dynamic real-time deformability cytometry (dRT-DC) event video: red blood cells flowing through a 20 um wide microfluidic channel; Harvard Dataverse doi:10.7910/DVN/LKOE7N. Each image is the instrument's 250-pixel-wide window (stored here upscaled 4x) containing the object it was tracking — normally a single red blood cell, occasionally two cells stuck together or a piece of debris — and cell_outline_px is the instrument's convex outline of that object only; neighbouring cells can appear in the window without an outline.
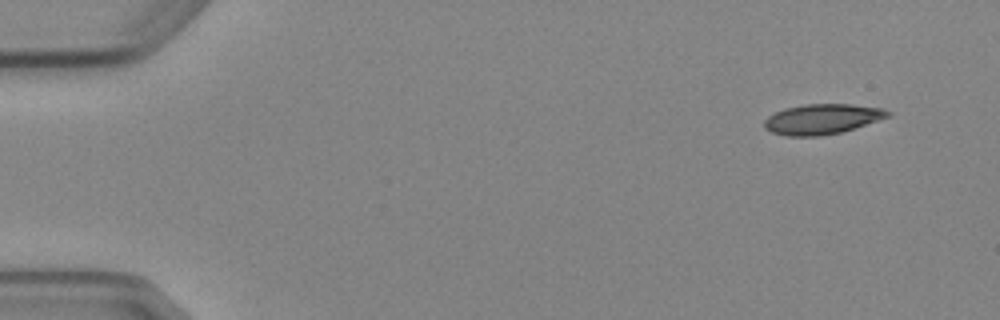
{"species": "Egyptian fruit bat (a non-hibernating species)", "species_latin": "Rousettus aegyptiacus", "temperature_condition": "cold", "stored_images_in_passage": 6, "camera_frame_rate_fps": 3000, "um_per_image_px": 0.085, "animal": {"sex": "female"}, "frame": {"image": 1, "passage_image": 1, "time_ms": 0.0, "image_size_px": [1000, 320], "cell_outline_px": [[892, 116], [840, 132], [820, 136], [784, 136], [772, 132], [764, 128], [764, 120], [768, 116], [784, 108], [804, 104], [852, 104], [884, 108], [892, 112]], "centroid_in_image_um": [69.89, 10.11], "position_along_channel_um": 15.1, "area_um2": 21.85}}
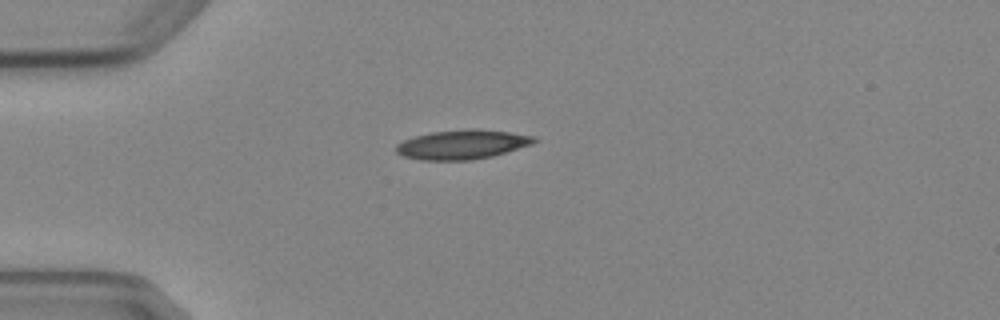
{"frame": {"image": 2, "passage_image": 4, "time_ms": 3.333, "image_size_px": [1000, 320], "cell_outline_px": [[536, 140], [532, 144], [492, 156], [472, 160], [420, 160], [404, 156], [396, 152], [396, 144], [404, 140], [416, 136], [432, 132], [472, 128], [476, 128], [508, 132], [536, 136]], "centroid_in_image_um": [39.29, 12.28], "position_along_channel_um": 45.7, "area_um2": 23.47}}
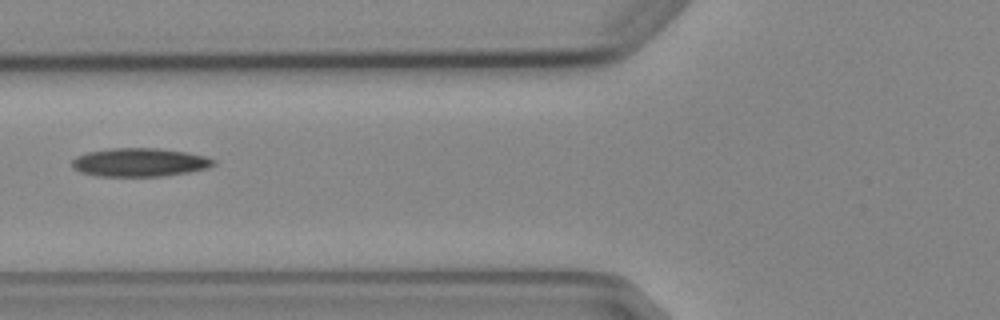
{"frame": {"image": 3, "passage_image": 6, "time_ms": 5.667, "image_size_px": [1000, 320], "cell_outline_px": [[216, 164], [208, 168], [188, 172], [164, 176], [96, 176], [80, 172], [72, 168], [72, 160], [76, 156], [88, 152], [112, 148], [156, 148], [188, 152], [204, 156], [216, 160]], "centroid_in_image_um": [11.87, 13.8], "position_along_channel_um": 113.9, "area_um2": 23.58}}